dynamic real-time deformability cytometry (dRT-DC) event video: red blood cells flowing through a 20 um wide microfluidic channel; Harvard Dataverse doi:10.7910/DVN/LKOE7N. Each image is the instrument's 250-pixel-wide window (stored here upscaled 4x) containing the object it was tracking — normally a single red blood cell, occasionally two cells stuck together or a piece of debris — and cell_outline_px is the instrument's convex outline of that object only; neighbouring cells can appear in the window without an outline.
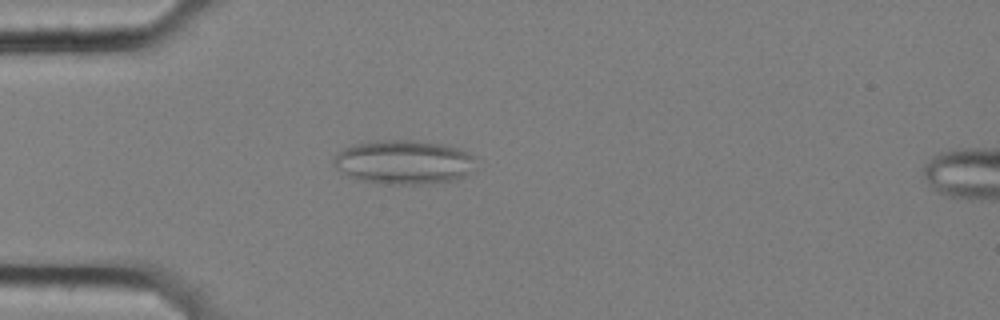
{"species": "common noctule bat (a hibernating species)", "species_latin": "Nyctalus noctula", "temperature_condition": "cold", "stored_images_in_passage": 57, "camera_frame_rate_fps": 3000, "um_per_image_px": 0.085, "animal": {"sex": "female", "body_mass_g": 25.1}, "frame": {"image": 1, "passage_image": 16, "time_ms": 5.0, "image_size_px": [1000, 320], "cell_outline_px": [[472, 156], [468, 176], [460, 180], [420, 184], [396, 184], [360, 180], [348, 176], [336, 168], [332, 164], [332, 160], [344, 148], [352, 144], [368, 140], [412, 140], [448, 144], [460, 148], [468, 152]], "centroid_in_image_um": [34.3, 13.76], "position_along_channel_um": 50.7, "area_um2": 36.65}}
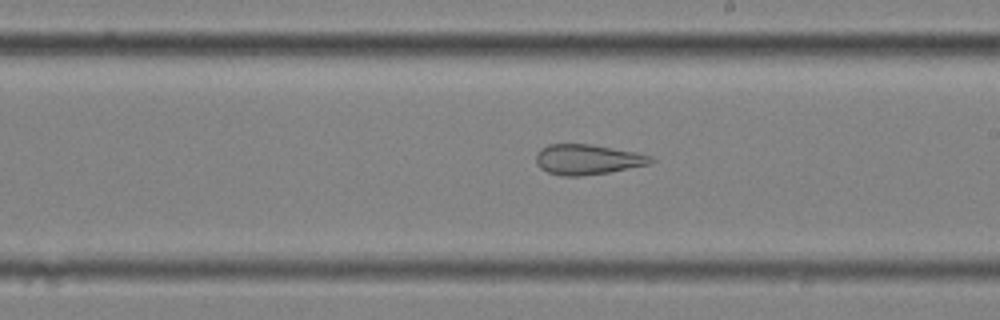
{"frame": {"image": 2, "passage_image": 33, "time_ms": 10.667, "image_size_px": [1000, 320], "cell_outline_px": [[656, 160], [648, 164], [608, 172], [580, 176], [560, 176], [548, 172], [540, 168], [536, 164], [536, 156], [548, 144], [592, 144], [636, 152], [652, 156]], "centroid_in_image_um": [49.95, 13.55], "position_along_channel_um": 239.1, "area_um2": 20.06}}
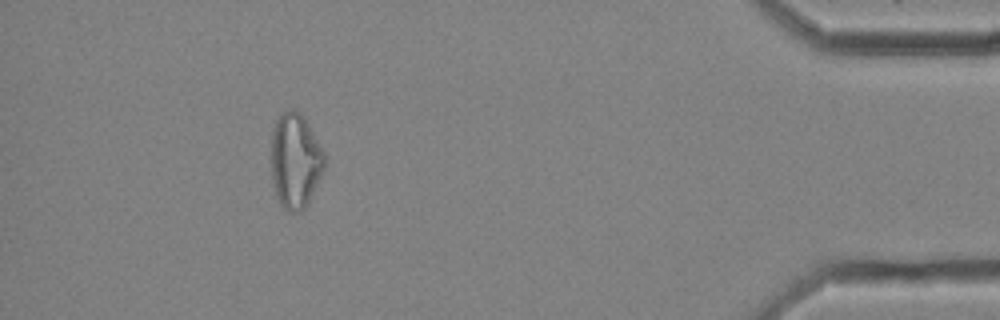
{"frame": {"image": 3, "passage_image": 52, "time_ms": 17.0, "image_size_px": [1000, 320], "cell_outline_px": [[324, 172], [308, 204], [300, 212], [288, 212], [280, 204], [276, 196], [272, 180], [272, 128], [276, 120], [284, 112], [292, 108], [300, 112], [304, 116], [324, 152]], "centroid_in_image_um": [25.11, 13.68], "position_along_channel_um": 410.1, "area_um2": 29.71}, "authors_computed_cell_mechanics": {"area_um2": 27.9752, "velocity_mm_per_s": 3.5355, "shape_relaxation_time_tau1_ms": null, "shape_relaxation_time_tau2_ms": 2.5675, "deformation_change_tau1": null, "deformation_change_tau2": 0.1152}}